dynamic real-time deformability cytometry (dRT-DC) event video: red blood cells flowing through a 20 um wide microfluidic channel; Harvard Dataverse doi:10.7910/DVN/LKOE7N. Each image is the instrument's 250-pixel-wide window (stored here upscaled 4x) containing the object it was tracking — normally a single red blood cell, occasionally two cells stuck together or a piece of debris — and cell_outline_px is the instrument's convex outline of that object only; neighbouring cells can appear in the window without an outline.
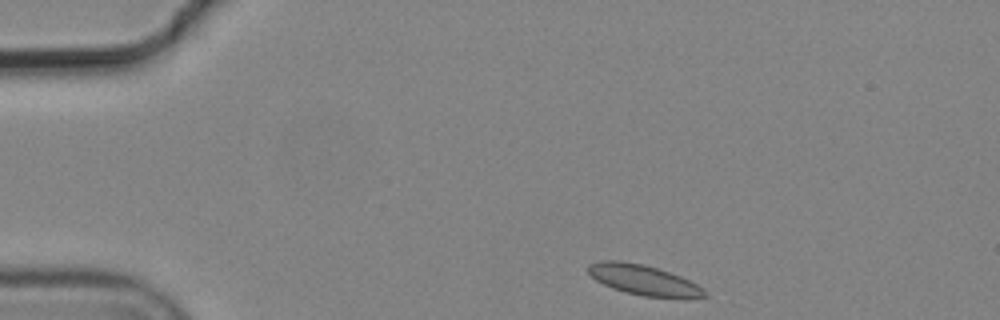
{"species": "common noctule bat (a hibernating species)", "species_latin": "Nyctalus noctula", "temperature_condition": "cold", "stored_images_in_passage": 4, "camera_frame_rate_fps": 3000, "um_per_image_px": 0.085, "animal": {"sex": "male", "body_mass_g": 19.2, "forearm_length_mm": 51.8}, "frame": {"image": 1, "passage_image": 1, "time_ms": 0.0, "image_size_px": [1000, 320], "cell_outline_px": [[708, 296], [688, 300], [680, 300], [644, 296], [612, 288], [596, 280], [588, 272], [588, 264], [600, 260], [620, 260], [644, 264], [680, 276], [704, 288]], "centroid_in_image_um": [54.78, 23.83], "position_along_channel_um": 30.2, "area_um2": 20.92}}